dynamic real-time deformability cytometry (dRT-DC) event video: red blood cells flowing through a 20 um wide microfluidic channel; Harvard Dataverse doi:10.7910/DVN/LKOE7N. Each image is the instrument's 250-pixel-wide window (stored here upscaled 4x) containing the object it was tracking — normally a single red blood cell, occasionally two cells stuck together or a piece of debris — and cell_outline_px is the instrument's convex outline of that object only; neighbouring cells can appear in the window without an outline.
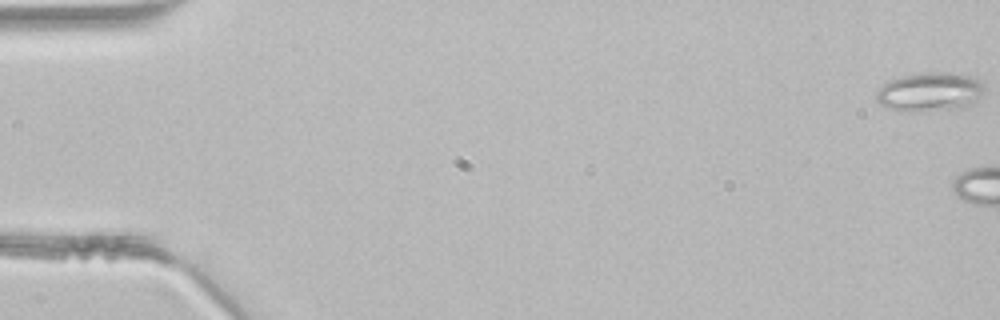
{"species": "common noctule bat (a hibernating species)", "species_latin": "Nyctalus noctula", "temperature_condition": "room temperature", "stored_images_in_passage": 5, "camera_frame_rate_fps": 3000, "um_per_image_px": 0.085, "animal": {"sex": "male", "body_mass_g": 21.5, "forearm_length_mm": 52.0}, "frame": {"image": 1, "passage_image": 1, "time_ms": 0.0, "image_size_px": [1000, 320], "cell_outline_px": [[984, 92], [976, 104], [964, 108], [916, 112], [908, 112], [884, 108], [876, 100], [876, 92], [888, 80], [900, 76], [928, 72], [948, 72], [968, 76], [980, 80], [984, 84]], "centroid_in_image_um": [79.05, 7.84], "position_along_channel_um": 5.9, "area_um2": 25.14}}